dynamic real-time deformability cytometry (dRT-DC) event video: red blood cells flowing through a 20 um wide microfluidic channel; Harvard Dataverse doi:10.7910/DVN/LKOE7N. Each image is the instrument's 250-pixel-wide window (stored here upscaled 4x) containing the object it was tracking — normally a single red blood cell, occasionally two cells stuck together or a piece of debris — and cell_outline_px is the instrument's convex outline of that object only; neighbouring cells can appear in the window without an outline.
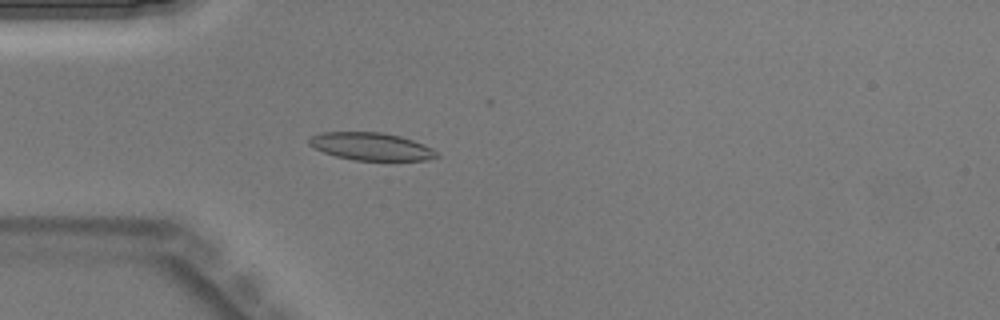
{"species": "Egyptian fruit bat (a non-hibernating species)", "species_latin": "Rousettus aegyptiacus", "temperature_condition": "warm", "stored_images_in_passage": 36, "camera_frame_rate_fps": 3000, "um_per_image_px": 0.085, "animal": {"sex": "male"}, "frame": {"image": 1, "passage_image": 4, "time_ms": 1.0, "image_size_px": [1000, 320], "cell_outline_px": [[440, 156], [428, 160], [352, 160], [336, 156], [324, 152], [308, 144], [308, 140], [312, 136], [320, 132], [380, 132], [400, 136], [424, 144], [432, 148]], "centroid_in_image_um": [31.55, 12.45], "position_along_channel_um": 53.4, "area_um2": 20.46}}
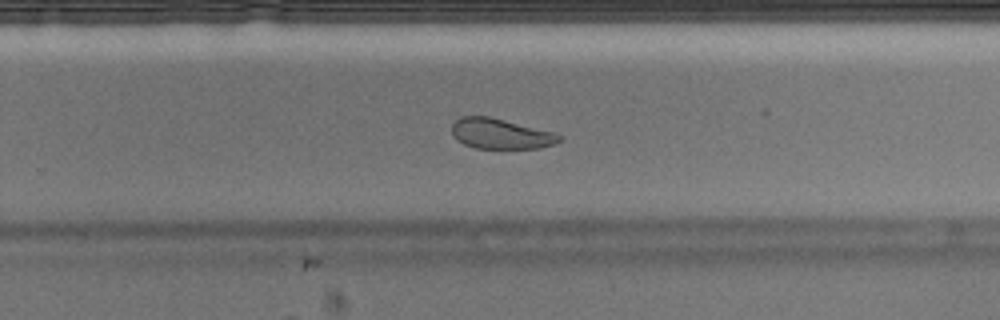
{"frame": {"image": 2, "passage_image": 20, "time_ms": 6.333, "image_size_px": [1000, 320], "cell_outline_px": [[564, 140], [540, 148], [476, 148], [464, 144], [456, 140], [452, 136], [452, 124], [460, 116], [488, 116], [552, 132], [564, 136]], "centroid_in_image_um": [42.53, 11.37], "position_along_channel_um": 287.3, "area_um2": 18.9}}
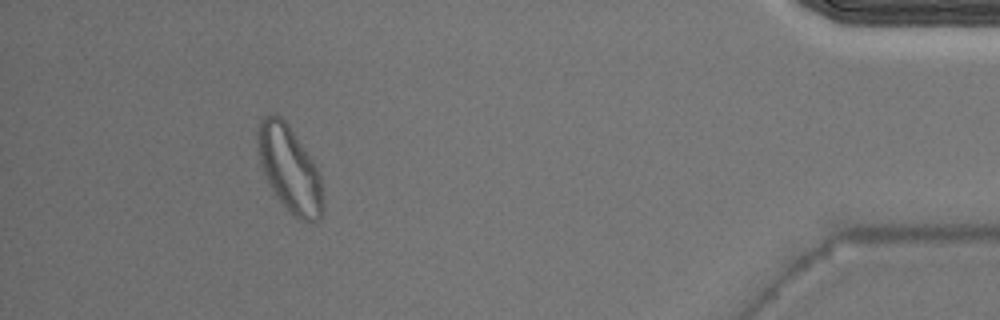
{"frame": {"image": 3, "passage_image": 32, "time_ms": 10.333, "image_size_px": [1000, 320], "cell_outline_px": [[324, 208], [320, 220], [312, 224], [300, 220], [292, 216], [276, 196], [264, 172], [260, 160], [256, 140], [256, 124], [268, 112], [276, 112], [288, 124], [320, 172], [324, 204]], "centroid_in_image_um": [24.62, 14.37], "position_along_channel_um": 410.6, "area_um2": 33.18}}